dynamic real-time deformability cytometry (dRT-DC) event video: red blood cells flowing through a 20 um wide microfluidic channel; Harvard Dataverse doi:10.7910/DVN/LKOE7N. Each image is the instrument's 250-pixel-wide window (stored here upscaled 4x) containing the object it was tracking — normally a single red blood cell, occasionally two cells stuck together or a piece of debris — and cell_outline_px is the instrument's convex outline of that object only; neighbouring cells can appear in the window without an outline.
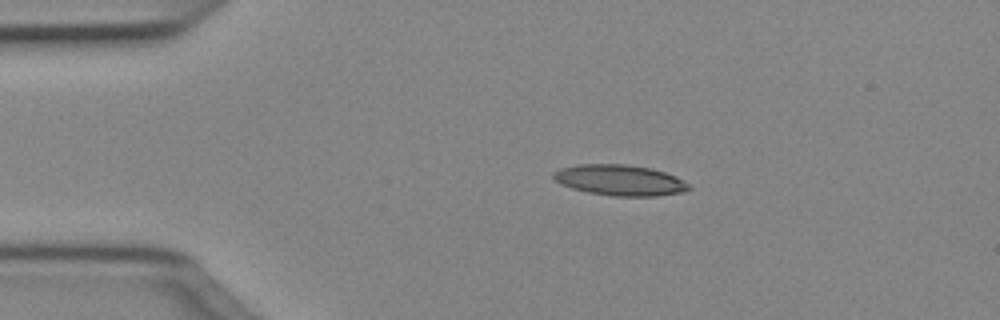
{"species": "Egyptian fruit bat (a non-hibernating species)", "species_latin": "Rousettus aegyptiacus", "temperature_condition": "cold", "stored_images_in_passage": 41, "camera_frame_rate_fps": 3000, "um_per_image_px": 0.085, "animal": {"sex": "female"}, "frame": {"image": 1, "passage_image": 1, "time_ms": 0.0, "image_size_px": [1000, 320], "cell_outline_px": [[688, 188], [684, 192], [656, 196], [616, 196], [588, 192], [572, 188], [560, 184], [552, 176], [552, 172], [560, 168], [580, 164], [624, 164], [648, 168], [664, 172], [676, 176], [688, 184]], "centroid_in_image_um": [52.65, 15.31], "position_along_channel_um": 32.4, "area_um2": 24.04}}
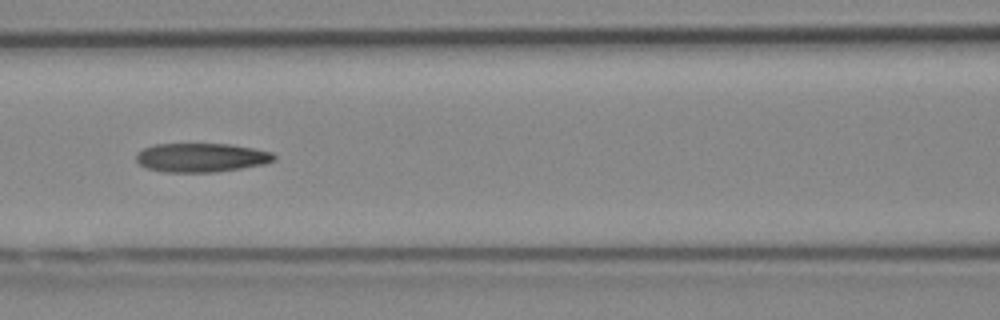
{"frame": {"image": 2, "passage_image": 13, "time_ms": 4.0, "image_size_px": [1000, 320], "cell_outline_px": [[276, 160], [264, 164], [216, 172], [164, 172], [148, 168], [140, 164], [136, 160], [136, 152], [144, 148], [156, 144], [228, 144], [252, 148], [272, 152], [276, 156]], "centroid_in_image_um": [17.11, 13.39], "position_along_channel_um": 149.5, "area_um2": 23.18}}
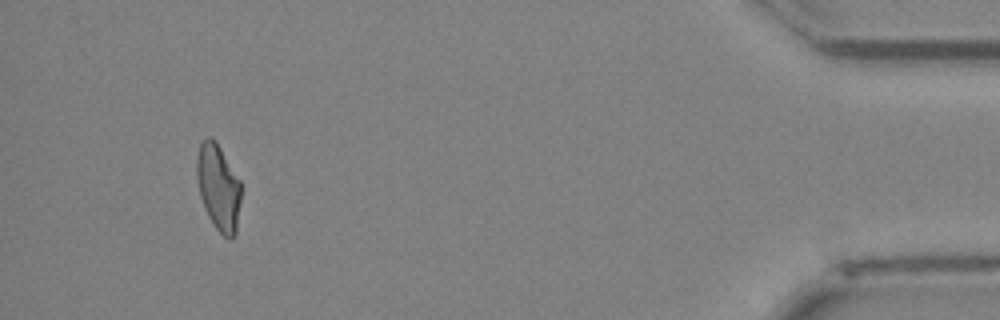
{"frame": {"image": 3, "passage_image": 38, "time_ms": 12.333, "image_size_px": [1000, 320], "cell_outline_px": [[240, 200], [236, 232], [232, 240], [228, 240], [216, 228], [208, 216], [200, 196], [196, 176], [196, 160], [200, 144], [208, 136], [212, 136], [216, 140], [240, 180]], "centroid_in_image_um": [18.56, 15.91], "position_along_channel_um": 416.6, "area_um2": 22.25}, "authors_computed_cell_mechanics": {"area_um2": 23.1778, "velocity_mm_per_s": 4.0459, "shape_relaxation_time_tau1_ms": null, "shape_relaxation_time_tau2_ms": 4.9197, "deformation_change_tau1": null, "deformation_change_tau2": 0.1575}}